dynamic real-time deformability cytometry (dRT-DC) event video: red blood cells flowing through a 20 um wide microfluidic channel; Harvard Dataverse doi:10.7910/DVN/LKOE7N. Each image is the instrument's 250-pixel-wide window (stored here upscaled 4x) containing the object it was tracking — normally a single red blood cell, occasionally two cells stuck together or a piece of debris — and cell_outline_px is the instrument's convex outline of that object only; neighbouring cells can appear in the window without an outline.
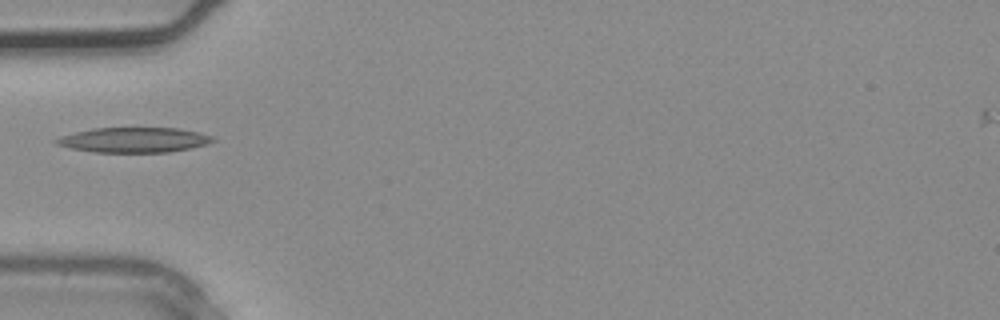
{"species": "common noctule bat (a hibernating species)", "species_latin": "Nyctalus noctula", "temperature_condition": "warm", "stored_images_in_passage": 4, "camera_frame_rate_fps": 3000, "um_per_image_px": 0.085, "animal": {"sex": "male", "body_mass_g": 20.4}, "frame": {"image": 1, "passage_image": 4, "time_ms": 1.0, "image_size_px": [1000, 320], "cell_outline_px": [[216, 140], [208, 144], [168, 152], [92, 152], [72, 148], [56, 144], [52, 140], [60, 136], [92, 128], [180, 128], [212, 136]], "centroid_in_image_um": [11.36, 11.89], "position_along_channel_um": 73.6, "area_um2": 22.72}}